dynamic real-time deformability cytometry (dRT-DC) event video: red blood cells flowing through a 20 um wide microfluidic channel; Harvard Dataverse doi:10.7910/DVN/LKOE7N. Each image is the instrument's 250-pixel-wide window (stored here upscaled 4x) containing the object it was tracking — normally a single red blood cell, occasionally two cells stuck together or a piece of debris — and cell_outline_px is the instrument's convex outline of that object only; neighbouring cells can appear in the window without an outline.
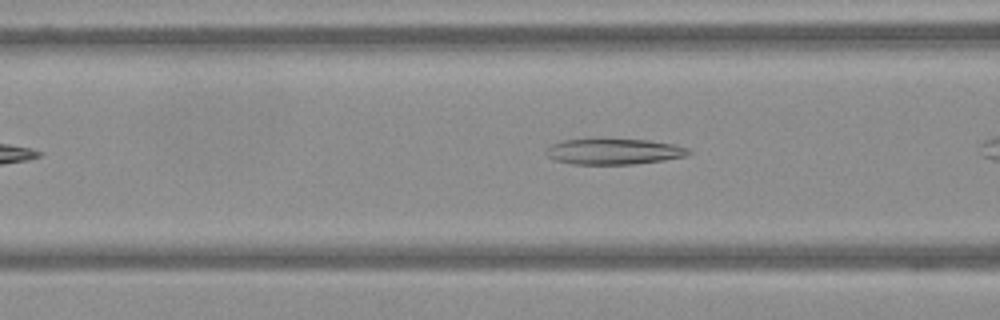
{"species": "Egyptian fruit bat (a non-hibernating species)", "species_latin": "Rousettus aegyptiacus", "temperature_condition": "warm", "stored_images_in_passage": 30, "camera_frame_rate_fps": 3000, "um_per_image_px": 0.085, "frame": {"image": 1, "passage_image": 5, "time_ms": 1.333, "image_size_px": [1000, 320], "cell_outline_px": [[692, 152], [684, 156], [664, 160], [632, 164], [572, 164], [556, 160], [548, 156], [544, 152], [552, 144], [564, 140], [648, 140], [672, 144], [688, 148]], "centroid_in_image_um": [52.18, 12.89], "position_along_channel_um": 114.4, "area_um2": 20.92}}
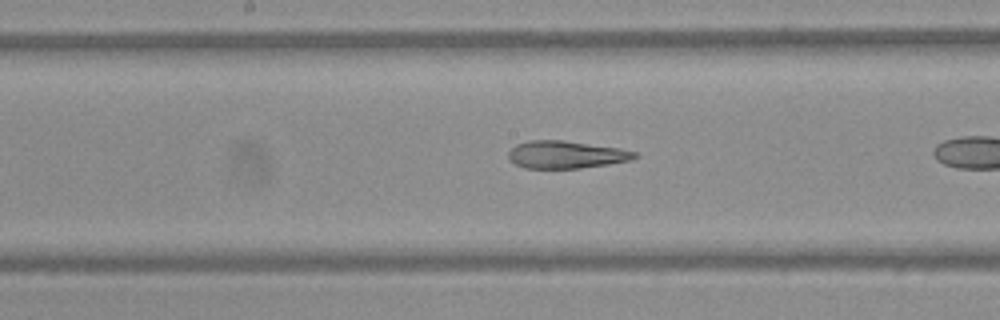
{"frame": {"image": 2, "passage_image": 13, "time_ms": 4.0, "image_size_px": [1000, 320], "cell_outline_px": [[640, 156], [632, 160], [608, 164], [580, 168], [524, 168], [516, 164], [508, 156], [508, 152], [516, 144], [528, 140], [564, 140], [620, 148], [636, 152]], "centroid_in_image_um": [48.14, 13.13], "position_along_channel_um": 200.1, "area_um2": 20.29}}
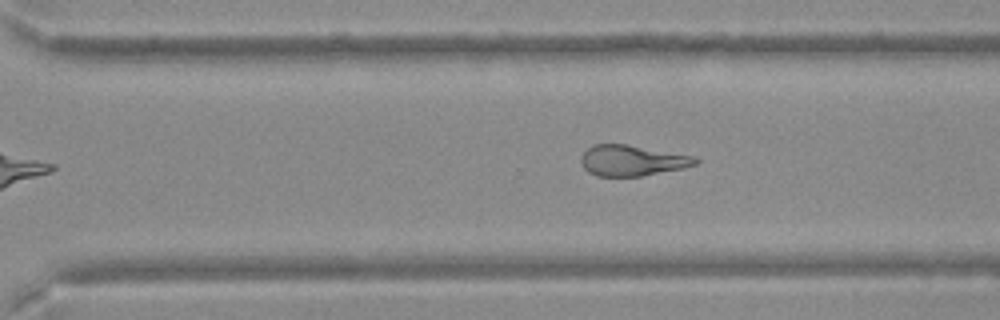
{"frame": {"image": 3, "passage_image": 24, "time_ms": 7.667, "image_size_px": [1000, 320], "cell_outline_px": [[700, 160], [696, 164], [684, 168], [640, 176], [596, 176], [588, 172], [584, 168], [580, 160], [580, 156], [592, 144], [628, 144], [696, 156]], "centroid_in_image_um": [53.74, 13.63], "position_along_channel_um": 316.9, "area_um2": 20.69}}